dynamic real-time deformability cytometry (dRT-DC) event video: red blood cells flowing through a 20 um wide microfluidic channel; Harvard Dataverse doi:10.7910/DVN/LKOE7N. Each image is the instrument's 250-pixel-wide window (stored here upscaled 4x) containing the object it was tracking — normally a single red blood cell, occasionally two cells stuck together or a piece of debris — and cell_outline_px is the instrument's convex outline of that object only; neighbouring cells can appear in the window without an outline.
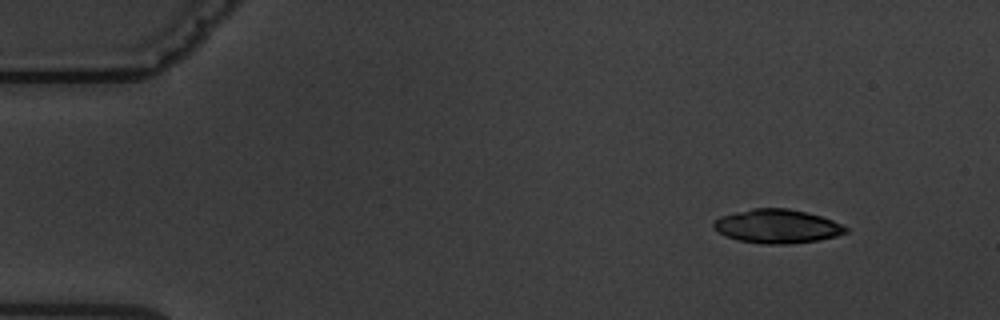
{"species": "common noctule bat (a hibernating species)", "species_latin": "Nyctalus noctula", "temperature_condition": "warm", "stored_images_in_passage": 5, "camera_frame_rate_fps": 3000, "um_per_image_px": 0.085, "animal": {"sex": "male", "body_mass_g": 19.5, "forearm_length_mm": 54.6}, "frame": {"image": 1, "passage_image": 2, "time_ms": 1.0, "image_size_px": [1000, 320], "cell_outline_px": [[848, 232], [836, 236], [816, 240], [788, 244], [764, 244], [736, 240], [724, 236], [712, 224], [720, 216], [752, 208], [788, 208], [820, 216], [832, 220], [848, 228]], "centroid_in_image_um": [66.04, 19.24], "position_along_channel_um": 19.0, "area_um2": 25.84}}
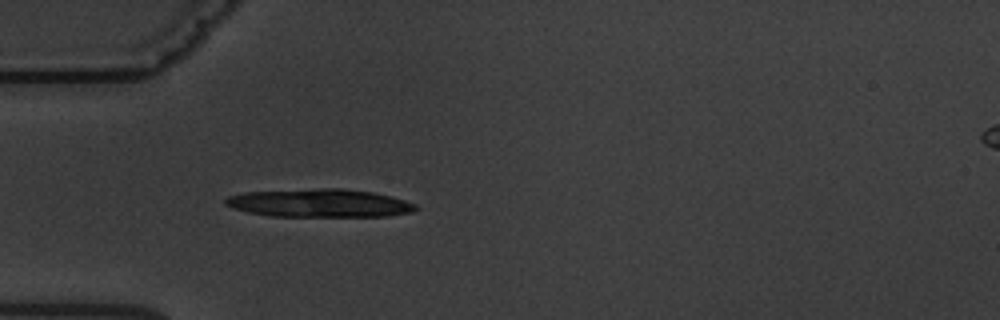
{"frame": {"image": 2, "passage_image": 5, "time_ms": 4.667, "image_size_px": [1000, 320], "cell_outline_px": [[420, 208], [412, 212], [388, 216], [272, 216], [248, 212], [224, 204], [224, 200], [228, 196], [244, 192], [320, 188], [340, 188], [372, 192], [392, 196], [416, 204]], "centroid_in_image_um": [27.19, 17.26], "position_along_channel_um": 57.8, "area_um2": 31.21}}